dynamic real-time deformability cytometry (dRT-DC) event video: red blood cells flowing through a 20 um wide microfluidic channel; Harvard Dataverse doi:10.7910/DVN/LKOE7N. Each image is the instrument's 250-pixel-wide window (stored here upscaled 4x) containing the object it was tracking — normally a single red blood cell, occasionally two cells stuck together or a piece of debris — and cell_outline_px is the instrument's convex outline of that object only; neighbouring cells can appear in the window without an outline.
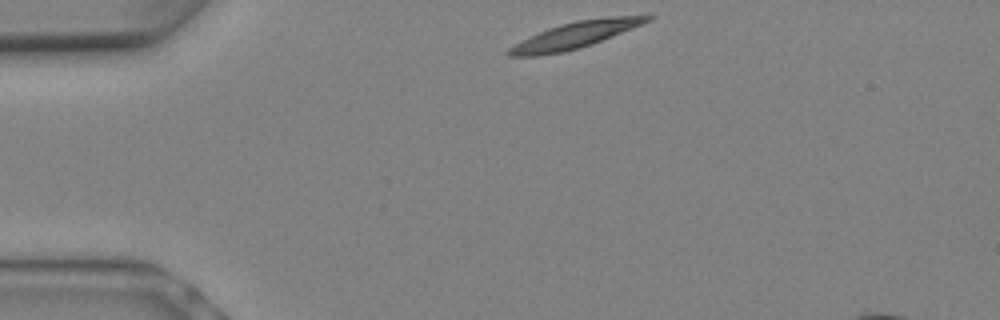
{"species": "Egyptian fruit bat (a non-hibernating species)", "species_latin": "Rousettus aegyptiacus", "temperature_condition": "warm", "stored_images_in_passage": 3, "camera_frame_rate_fps": 3000, "um_per_image_px": 0.085, "animal": {"sex": "female"}, "frame": {"image": 1, "passage_image": 1, "time_ms": 0.0, "image_size_px": [1000, 320], "cell_outline_px": [[656, 16], [652, 20], [592, 44], [564, 52], [536, 56], [508, 56], [504, 52], [508, 48], [548, 28], [560, 24], [576, 20], [608, 16]], "centroid_in_image_um": [48.88, 2.98], "position_along_channel_um": 36.1, "area_um2": 20.98}}